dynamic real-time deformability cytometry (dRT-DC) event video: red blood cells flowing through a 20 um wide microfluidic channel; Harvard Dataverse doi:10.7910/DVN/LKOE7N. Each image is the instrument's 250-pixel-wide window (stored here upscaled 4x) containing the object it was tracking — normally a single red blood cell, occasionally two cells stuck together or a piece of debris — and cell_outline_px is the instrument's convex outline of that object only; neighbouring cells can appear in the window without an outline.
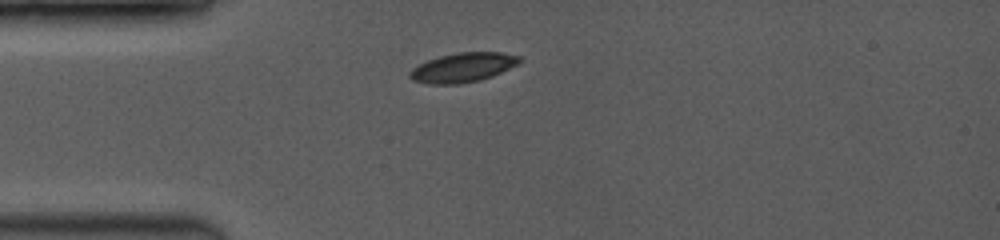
{"species": "common noctule bat (a hibernating species)", "species_latin": "Nyctalus noctula", "temperature_condition": "room temperature", "stored_images_in_passage": 4, "camera_frame_rate_fps": 3500, "um_per_image_px": 0.085, "animal": {"sex": "female", "body_mass_g": 19.0, "forearm_length_mm": 53.3}, "frame": {"image": 1, "passage_image": 1, "time_ms": 0.0, "image_size_px": [1000, 240], "cell_outline_px": [[520, 60], [516, 64], [492, 76], [480, 80], [460, 84], [428, 84], [412, 80], [408, 76], [408, 72], [412, 68], [428, 60], [440, 56], [460, 52], [500, 52], [520, 56]], "centroid_in_image_um": [39.29, 5.74], "position_along_channel_um": 45.7, "area_um2": 18.61}}
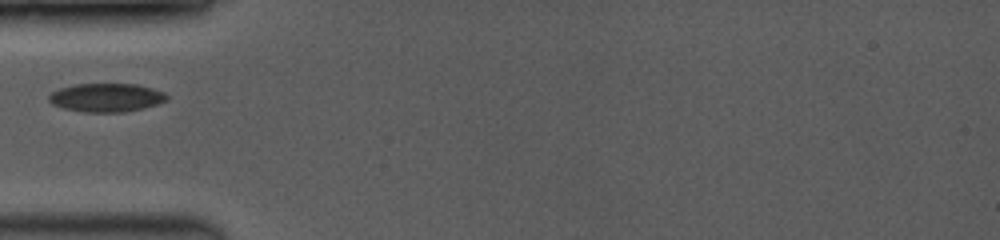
{"frame": {"image": 2, "passage_image": 3, "time_ms": 1.143, "image_size_px": [1000, 240], "cell_outline_px": [[168, 100], [144, 108], [124, 112], [84, 112], [64, 108], [52, 104], [48, 100], [48, 96], [52, 92], [60, 88], [76, 84], [136, 84], [152, 88], [164, 92], [168, 96]], "centroid_in_image_um": [9.04, 8.29], "position_along_channel_um": 76.0, "area_um2": 19.59}}